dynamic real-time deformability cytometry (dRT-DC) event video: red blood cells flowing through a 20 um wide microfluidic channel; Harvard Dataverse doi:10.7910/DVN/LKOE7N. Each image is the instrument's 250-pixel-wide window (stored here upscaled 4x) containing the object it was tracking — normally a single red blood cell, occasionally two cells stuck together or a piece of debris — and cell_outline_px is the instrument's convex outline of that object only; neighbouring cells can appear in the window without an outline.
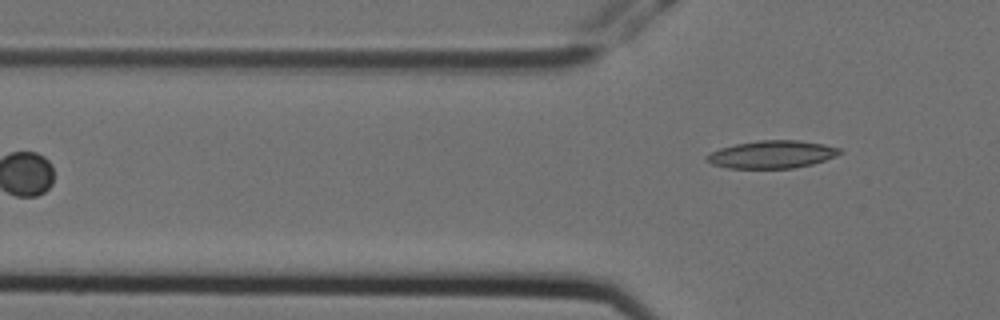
{"species": "Egyptian fruit bat (a non-hibernating species)", "species_latin": "Rousettus aegyptiacus", "temperature_condition": "cold", "stored_images_in_passage": 6, "camera_frame_rate_fps": 3000, "um_per_image_px": 0.085, "animal": {"sex": "female"}, "frame": {"image": 1, "passage_image": 6, "time_ms": 1.667, "image_size_px": [1000, 320], "cell_outline_px": [[844, 152], [836, 156], [812, 164], [796, 168], [728, 168], [712, 164], [704, 156], [720, 148], [736, 144], [760, 140], [796, 140], [824, 144], [840, 148]], "centroid_in_image_um": [65.65, 13.12], "position_along_channel_um": 60.2, "area_um2": 21.39}}